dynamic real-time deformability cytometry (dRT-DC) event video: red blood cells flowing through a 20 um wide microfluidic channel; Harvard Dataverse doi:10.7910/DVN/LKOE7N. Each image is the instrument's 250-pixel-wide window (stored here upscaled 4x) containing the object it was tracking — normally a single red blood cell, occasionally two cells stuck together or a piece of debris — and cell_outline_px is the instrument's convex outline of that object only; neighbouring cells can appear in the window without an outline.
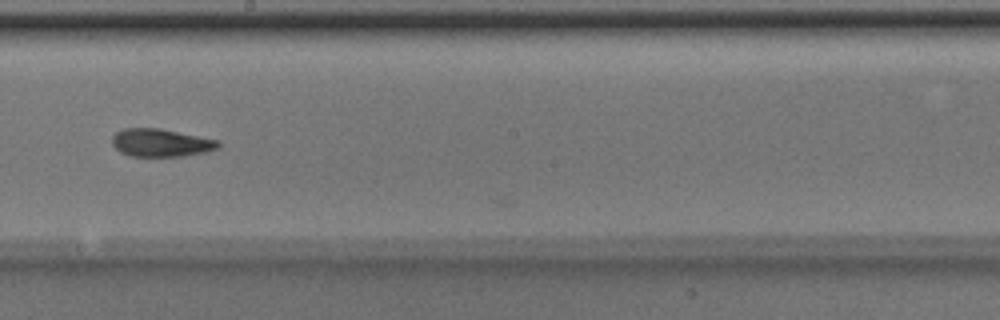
{"species": "Egyptian fruit bat (a non-hibernating species)", "species_latin": "Rousettus aegyptiacus", "temperature_condition": "room temperature", "stored_images_in_passage": 8, "camera_frame_rate_fps": 3000, "um_per_image_px": 0.085, "animal": {"sex": "male"}, "frame": {"image": 1, "passage_image": 8, "time_ms": 2.333, "image_size_px": [1000, 320], "cell_outline_px": [[220, 148], [208, 152], [184, 156], [132, 156], [120, 152], [112, 144], [112, 136], [116, 132], [124, 128], [160, 128], [220, 140]], "centroid_in_image_um": [13.72, 12.13], "position_along_channel_um": 234.5, "area_um2": 17.46}}